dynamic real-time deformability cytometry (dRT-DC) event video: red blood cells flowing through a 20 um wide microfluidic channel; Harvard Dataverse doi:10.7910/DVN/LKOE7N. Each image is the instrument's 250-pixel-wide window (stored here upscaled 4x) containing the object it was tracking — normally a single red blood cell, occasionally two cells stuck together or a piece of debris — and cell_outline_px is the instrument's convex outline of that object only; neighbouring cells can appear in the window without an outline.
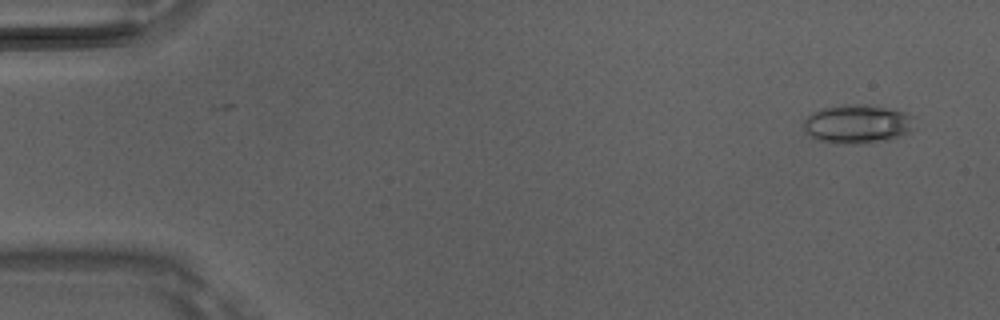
{"species": "Egyptian fruit bat (a non-hibernating species)", "species_latin": "Rousettus aegyptiacus", "temperature_condition": "room temperature", "stored_images_in_passage": 5, "camera_frame_rate_fps": 3000, "um_per_image_px": 0.085, "animal": {"sex": "male"}, "frame": {"image": 1, "passage_image": 1, "time_ms": 0.0, "image_size_px": [1000, 320], "cell_outline_px": [[916, 128], [912, 132], [888, 140], [860, 144], [844, 144], [820, 140], [808, 136], [804, 132], [804, 120], [812, 112], [820, 108], [844, 104], [868, 104], [904, 112], [916, 116]], "centroid_in_image_um": [72.93, 10.54], "position_along_channel_um": 12.1, "area_um2": 25.72}}
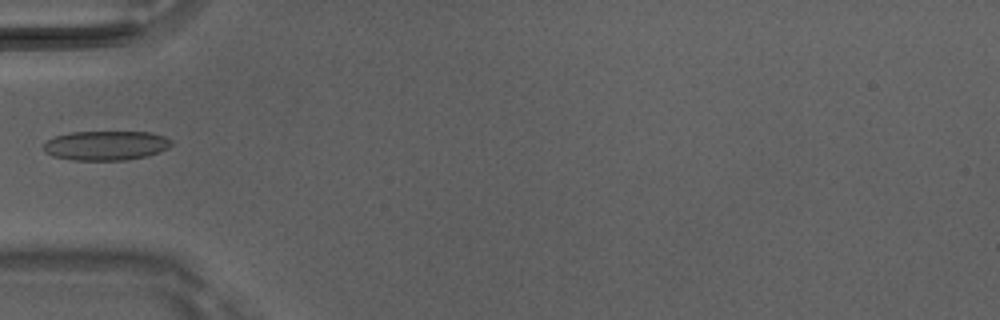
{"frame": {"image": 2, "passage_image": 5, "time_ms": 1.333, "image_size_px": [1000, 320], "cell_outline_px": [[172, 144], [168, 148], [148, 156], [128, 160], [72, 160], [52, 156], [44, 152], [44, 144], [48, 140], [56, 136], [72, 132], [152, 132], [164, 136], [172, 140]], "centroid_in_image_um": [9.02, 12.37], "position_along_channel_um": 76.0, "area_um2": 22.02}}